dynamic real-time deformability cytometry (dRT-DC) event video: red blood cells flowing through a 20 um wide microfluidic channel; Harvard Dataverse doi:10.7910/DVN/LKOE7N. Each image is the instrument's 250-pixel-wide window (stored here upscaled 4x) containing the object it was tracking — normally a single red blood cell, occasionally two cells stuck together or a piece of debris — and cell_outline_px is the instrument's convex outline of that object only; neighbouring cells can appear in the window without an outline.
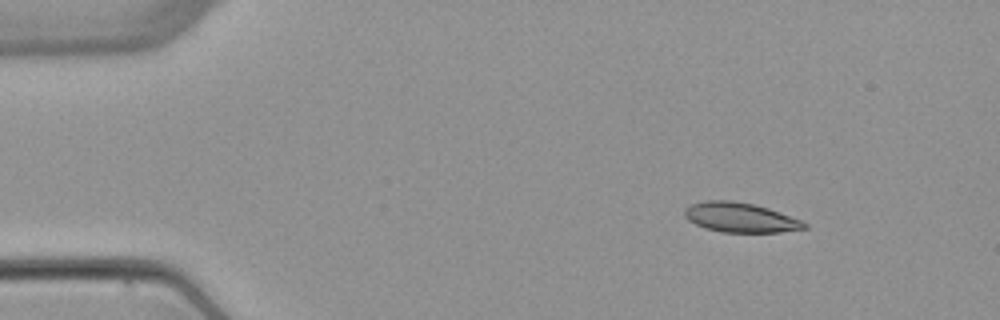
{"species": "common noctule bat (a hibernating species)", "species_latin": "Nyctalus noctula", "temperature_condition": "warm", "stored_images_in_passage": 3, "camera_frame_rate_fps": 3000, "um_per_image_px": 0.085, "animal": {"sex": "female", "body_mass_g": 22.7, "forearm_length_mm": 54.2}, "frame": {"image": 1, "passage_image": 1, "time_ms": 0.0, "image_size_px": [1000, 320], "cell_outline_px": [[808, 228], [780, 232], [720, 232], [704, 228], [688, 220], [684, 216], [684, 208], [692, 204], [704, 200], [732, 200], [756, 204], [768, 208], [800, 220], [808, 224]], "centroid_in_image_um": [62.9, 18.48], "position_along_channel_um": 22.1, "area_um2": 20.81}}